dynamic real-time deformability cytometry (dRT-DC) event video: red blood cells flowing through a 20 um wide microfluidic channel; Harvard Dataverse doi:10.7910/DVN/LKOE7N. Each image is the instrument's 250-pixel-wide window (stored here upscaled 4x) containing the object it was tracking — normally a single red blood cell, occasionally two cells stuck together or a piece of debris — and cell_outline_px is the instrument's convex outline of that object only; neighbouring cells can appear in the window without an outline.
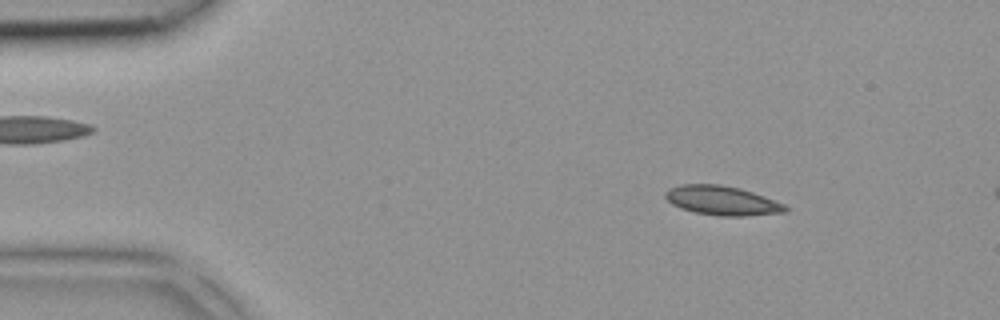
{"species": "common noctule bat (a hibernating species)", "species_latin": "Nyctalus noctula", "temperature_condition": "room temperature", "stored_images_in_passage": 38, "segment_of_instrument_passage": [1, 2], "camera_frame_rate_fps": 3000, "um_per_image_px": 0.085, "animal": {"sex": "female", "body_mass_g": 18.4}, "frame": {"image": 1, "passage_image": 1, "time_ms": 0.0, "image_size_px": [1000, 320], "cell_outline_px": [[788, 212], [748, 216], [720, 216], [696, 212], [680, 208], [672, 204], [664, 196], [664, 192], [668, 188], [680, 184], [720, 184], [740, 188], [764, 196], [784, 204], [788, 208]], "centroid_in_image_um": [61.37, 17.04], "position_along_channel_um": 23.6, "area_um2": 20.58}}
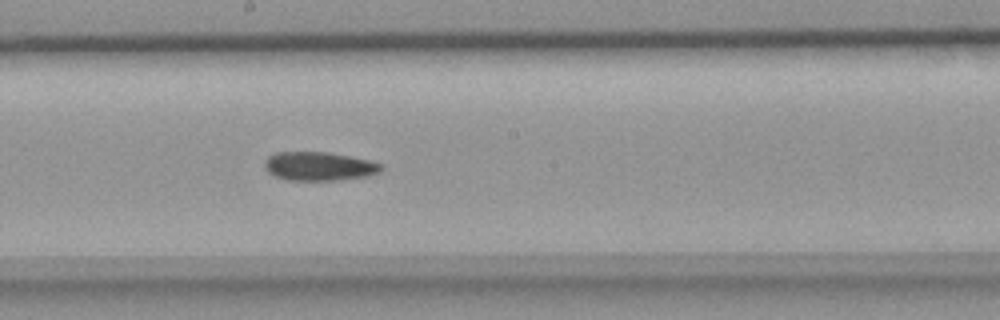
{"frame": {"image": 2, "passage_image": 18, "time_ms": 5.667, "image_size_px": [1000, 320], "cell_outline_px": [[384, 168], [380, 172], [368, 176], [340, 180], [288, 180], [276, 176], [268, 172], [264, 168], [264, 164], [268, 156], [276, 152], [328, 152], [368, 160], [384, 164]], "centroid_in_image_um": [27.14, 14.13], "position_along_channel_um": 221.1, "area_um2": 19.59}}
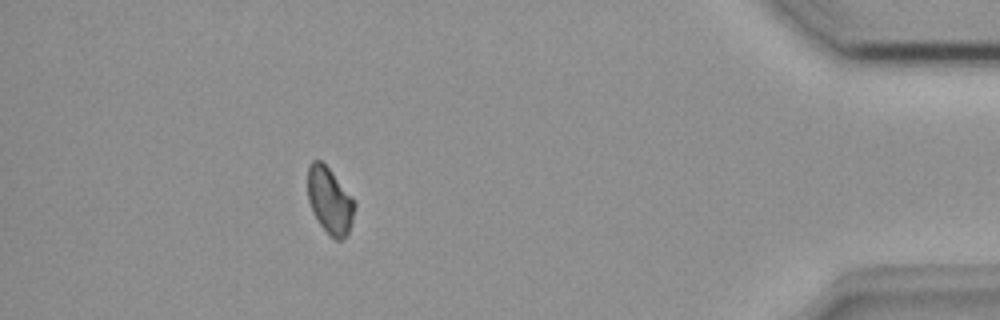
{"frame": {"image": 3, "passage_image": 33, "time_ms": 10.667, "image_size_px": [1000, 320], "cell_outline_px": [[356, 204], [352, 220], [348, 232], [340, 240], [336, 240], [320, 224], [312, 212], [308, 200], [308, 168], [312, 160], [320, 160], [332, 172], [356, 200]], "centroid_in_image_um": [28.04, 17.03], "position_along_channel_um": 407.2, "area_um2": 17.98}}